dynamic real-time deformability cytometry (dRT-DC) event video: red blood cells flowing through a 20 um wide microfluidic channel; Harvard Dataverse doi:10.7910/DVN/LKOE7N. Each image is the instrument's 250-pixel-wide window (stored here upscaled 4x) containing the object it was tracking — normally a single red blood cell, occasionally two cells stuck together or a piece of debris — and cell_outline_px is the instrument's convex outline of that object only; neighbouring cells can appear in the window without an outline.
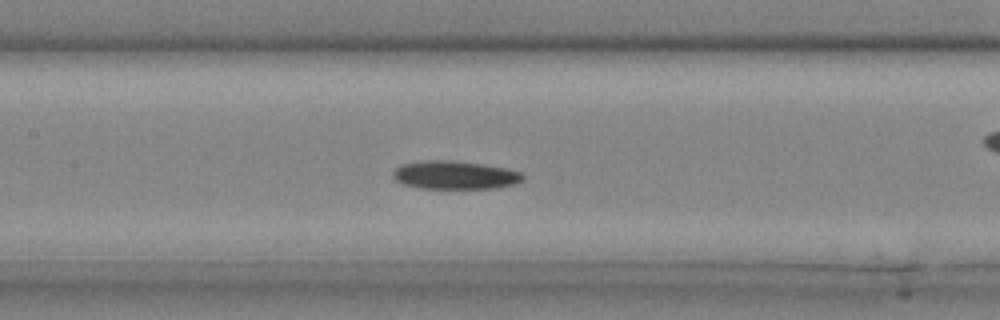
{"species": "common noctule bat (a hibernating species)", "species_latin": "Nyctalus noctula", "temperature_condition": "cold", "stored_images_in_passage": 24, "camera_frame_rate_fps": 3000, "um_per_image_px": 0.085, "animal": {"sex": "male", "body_mass_g": 20.4}, "frame": {"image": 1, "passage_image": 8, "time_ms": 2.333, "image_size_px": [1000, 320], "cell_outline_px": [[524, 180], [512, 184], [496, 188], [420, 188], [404, 184], [396, 180], [392, 176], [392, 172], [400, 164], [424, 160], [448, 160], [484, 164], [508, 168], [520, 172], [524, 176]], "centroid_in_image_um": [38.65, 14.87], "position_along_channel_um": 168.7, "area_um2": 21.44}}